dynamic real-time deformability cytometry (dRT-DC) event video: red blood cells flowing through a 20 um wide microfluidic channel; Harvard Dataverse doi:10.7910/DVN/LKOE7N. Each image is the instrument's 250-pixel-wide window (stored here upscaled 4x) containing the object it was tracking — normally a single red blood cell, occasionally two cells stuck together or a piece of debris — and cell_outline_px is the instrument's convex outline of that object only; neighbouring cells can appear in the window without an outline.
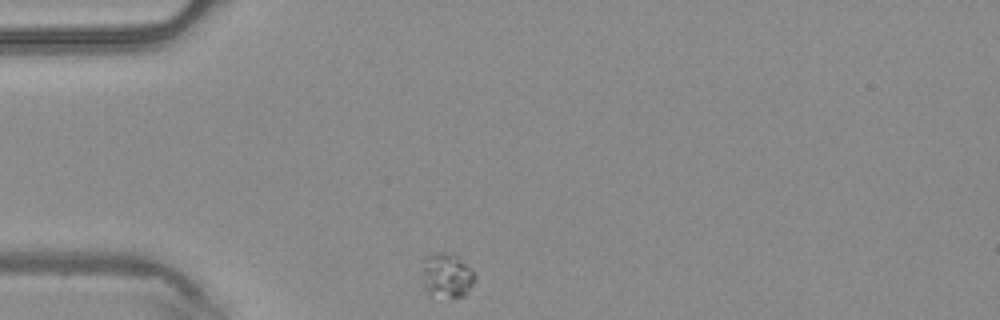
{"species": "common noctule bat (a hibernating species)", "species_latin": "Nyctalus noctula", "temperature_condition": "warm", "stored_images_in_passage": 32, "camera_frame_rate_fps": 3000, "um_per_image_px": 0.085, "animal": {"sex": "male", "body_mass_g": 20.4}, "frame": {"image": 1, "passage_image": 1, "time_ms": 0.0, "image_size_px": [1000, 320], "cell_outline_px": [[476, 280], [464, 296], [448, 296], [428, 292], [420, 272], [420, 256], [432, 252], [452, 252], [472, 268], [476, 272]], "centroid_in_image_um": [37.95, 23.3], "position_along_channel_um": 47.1, "area_um2": 14.16}}
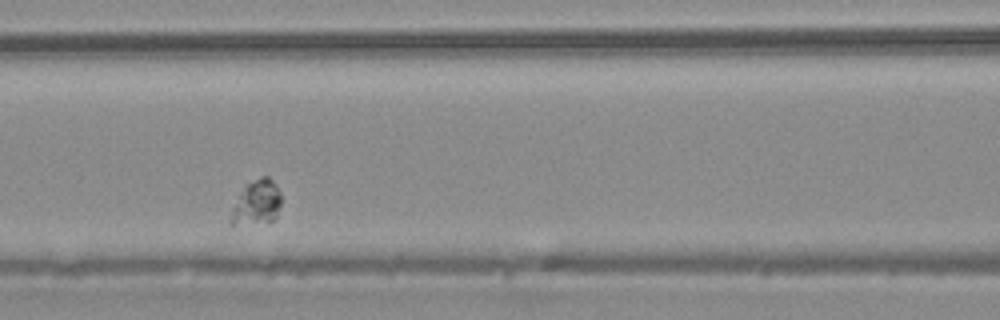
{"frame": {"image": 2, "passage_image": 10, "time_ms": 3.0, "image_size_px": [1000, 320], "cell_outline_px": [[280, 204], [276, 216], [272, 220], [232, 224], [232, 212], [240, 192], [244, 184], [260, 176], [268, 176], [276, 184], [280, 192]], "centroid_in_image_um": [21.85, 17.13], "position_along_channel_um": 144.7, "area_um2": 12.6}}
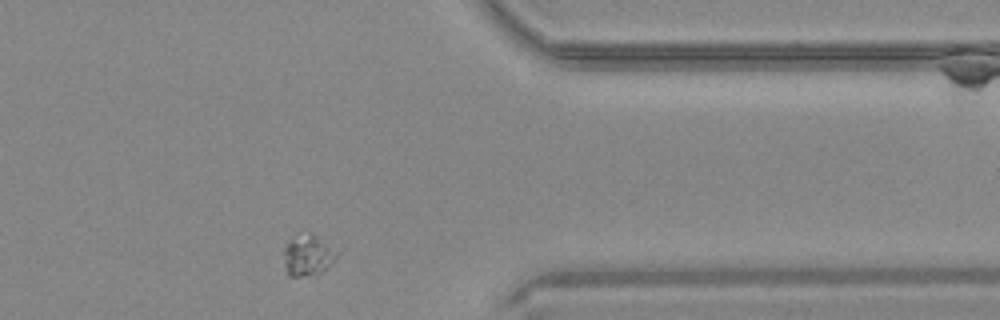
{"frame": {"image": 3, "passage_image": 29, "time_ms": 9.333, "image_size_px": [1000, 320], "cell_outline_px": [[340, 252], [324, 272], [304, 276], [288, 276], [284, 264], [284, 248], [292, 240], [312, 236], [316, 236]], "centroid_in_image_um": [26.2, 21.8], "position_along_channel_um": 385.2, "area_um2": 11.96}}